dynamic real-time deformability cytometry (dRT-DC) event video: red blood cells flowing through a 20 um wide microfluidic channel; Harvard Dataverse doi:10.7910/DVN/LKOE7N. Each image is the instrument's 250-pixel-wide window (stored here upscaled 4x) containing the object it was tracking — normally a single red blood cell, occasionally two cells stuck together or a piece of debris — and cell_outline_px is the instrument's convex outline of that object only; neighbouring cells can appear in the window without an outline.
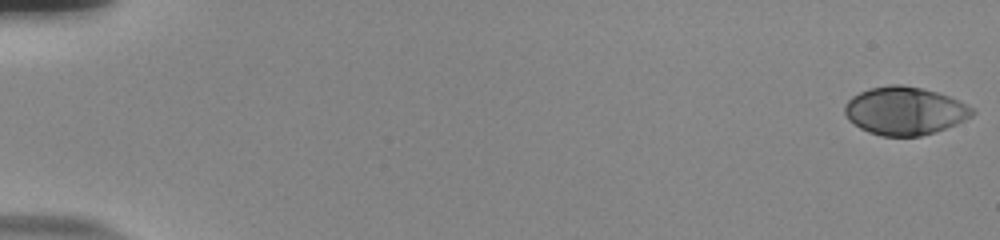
{"species": "human", "species_latin": "Homo sapiens", "temperature_condition": "room temperature", "stored_images_in_passage": 55, "camera_frame_rate_fps": 3000, "um_per_image_px": 0.085, "donor": {"sex": "male"}, "frame": {"image": 1, "passage_image": 1, "time_ms": 0.0, "image_size_px": [1000, 240], "cell_outline_px": [[976, 112], [972, 116], [956, 124], [936, 132], [920, 136], [880, 136], [868, 132], [860, 128], [848, 120], [844, 112], [844, 104], [852, 96], [868, 88], [892, 84], [900, 84], [920, 88], [936, 92], [948, 96], [972, 108]], "centroid_in_image_um": [76.86, 9.43], "position_along_channel_um": 8.1, "area_um2": 35.66}}
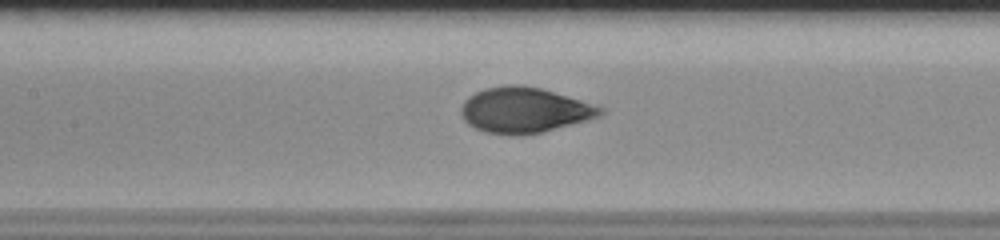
{"frame": {"image": 2, "passage_image": 28, "time_ms": 9.0, "image_size_px": [1000, 240], "cell_outline_px": [[604, 112], [600, 116], [588, 120], [544, 132], [520, 136], [508, 136], [484, 132], [468, 124], [460, 116], [460, 108], [464, 100], [468, 96], [484, 88], [508, 84], [520, 84], [540, 88], [600, 104], [604, 108]], "centroid_in_image_um": [44.59, 9.37], "position_along_channel_um": 162.8, "area_um2": 37.8}}
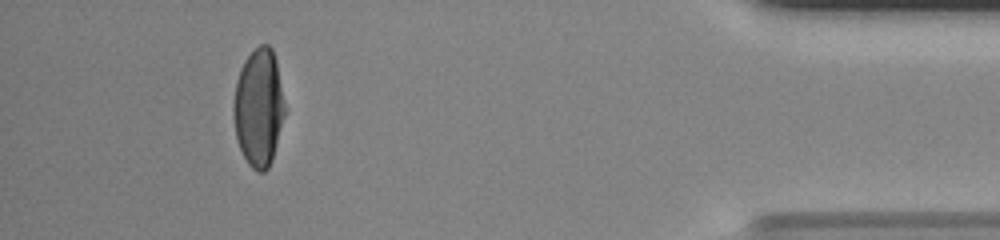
{"frame": {"image": 3, "passage_image": 52, "time_ms": 17.0, "image_size_px": [1000, 240], "cell_outline_px": [[284, 116], [272, 160], [268, 168], [264, 172], [256, 172], [248, 164], [240, 148], [236, 136], [232, 116], [232, 104], [236, 80], [240, 68], [244, 60], [260, 44], [268, 44], [272, 48], [276, 60], [284, 104]], "centroid_in_image_um": [21.96, 9.15], "position_along_channel_um": 413.2, "area_um2": 35.2}}